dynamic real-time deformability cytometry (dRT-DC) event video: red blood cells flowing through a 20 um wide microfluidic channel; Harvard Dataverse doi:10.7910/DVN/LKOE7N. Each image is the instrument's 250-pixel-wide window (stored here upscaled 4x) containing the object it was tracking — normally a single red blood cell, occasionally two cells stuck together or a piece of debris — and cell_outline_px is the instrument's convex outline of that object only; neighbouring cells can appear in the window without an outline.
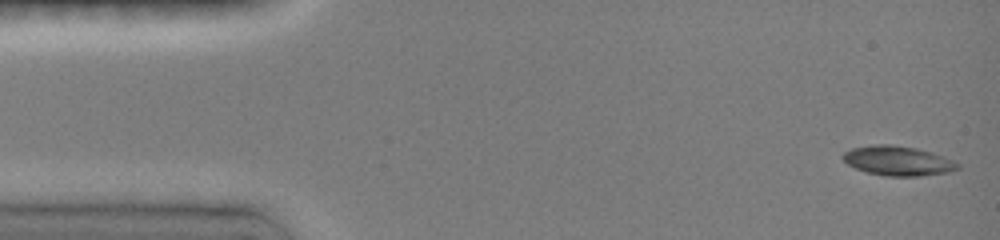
{"species": "common noctule bat (a hibernating species)", "species_latin": "Nyctalus noctula", "temperature_condition": "room temperature", "stored_images_in_passage": 47, "camera_frame_rate_fps": 3000, "um_per_image_px": 0.085, "animal": {"sex": "female", "body_mass_g": 19.0, "forearm_length_mm": 51.5}, "frame": {"image": 1, "passage_image": 1, "time_ms": 0.0, "image_size_px": [1000, 240], "cell_outline_px": [[960, 168], [948, 172], [920, 176], [884, 176], [868, 172], [856, 168], [848, 164], [840, 156], [844, 152], [852, 148], [872, 144], [892, 144], [916, 148], [932, 152], [952, 160], [960, 164]], "centroid_in_image_um": [76.31, 13.66], "position_along_channel_um": 8.7, "area_um2": 19.83}}
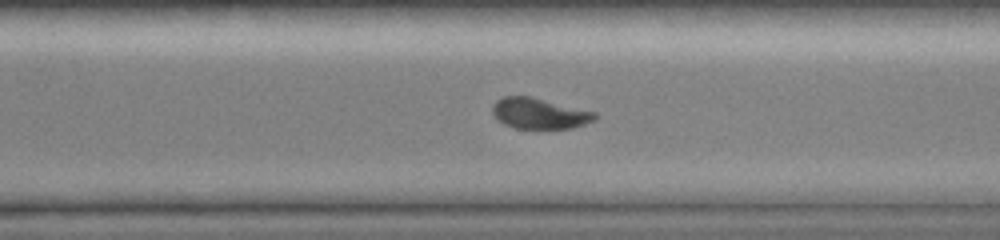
{"frame": {"image": 2, "passage_image": 33, "time_ms": 10.667, "image_size_px": [1000, 240], "cell_outline_px": [[600, 116], [596, 120], [572, 128], [516, 128], [504, 124], [492, 112], [492, 108], [496, 100], [504, 96], [532, 96], [596, 112]], "centroid_in_image_um": [45.9, 9.63], "position_along_channel_um": 324.7, "area_um2": 18.38}}
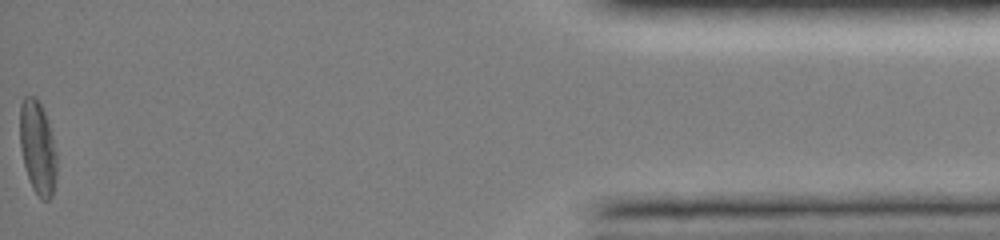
{"frame": {"image": 3, "passage_image": 47, "time_ms": 15.333, "image_size_px": [1000, 240], "cell_outline_px": [[56, 176], [52, 196], [48, 200], [44, 200], [32, 188], [24, 164], [20, 148], [20, 104], [24, 96], [36, 96], [44, 112], [52, 136], [56, 152]], "centroid_in_image_um": [3.19, 12.53], "position_along_channel_um": 432.0, "area_um2": 19.83}, "authors_computed_cell_mechanics": {"area_um2": 19.4786, "velocity_mm_per_s": 4.0333, "shape_relaxation_time_tau1_ms": 3.6496, "shape_relaxation_time_tau2_ms": 9.3605, "deformation_change_tau1": 0.1342, "deformation_change_tau2": 0.1332}}